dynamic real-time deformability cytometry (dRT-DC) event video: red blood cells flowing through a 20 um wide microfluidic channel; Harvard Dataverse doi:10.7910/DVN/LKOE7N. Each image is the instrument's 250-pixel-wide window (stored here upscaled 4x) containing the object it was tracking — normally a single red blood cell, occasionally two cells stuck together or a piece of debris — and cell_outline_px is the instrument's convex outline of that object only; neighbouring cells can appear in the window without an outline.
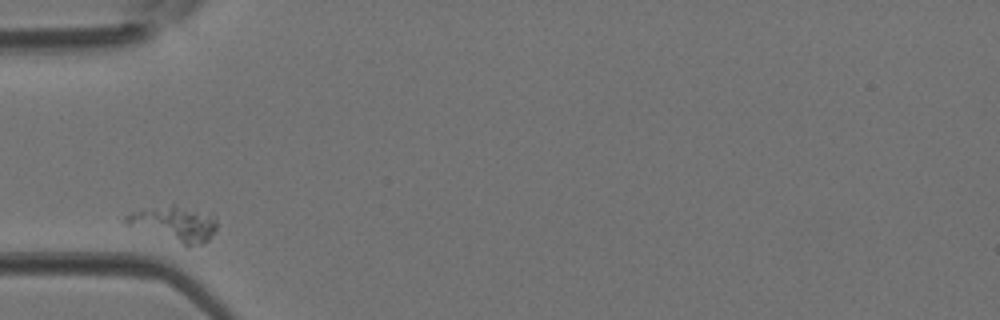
{"species": "Egyptian fruit bat (a non-hibernating species)", "species_latin": "Rousettus aegyptiacus", "temperature_condition": "room temperature", "stored_images_in_passage": 1, "camera_frame_rate_fps": 3000, "um_per_image_px": 0.085, "animal": {"sex": "female"}, "frame": {"image": 1, "passage_image": 1, "time_ms": 0.0, "image_size_px": [1000, 320], "cell_outline_px": [[216, 228], [208, 240], [204, 244], [188, 248], [124, 224], [124, 216], [140, 208], [172, 204], [176, 204], [208, 212], [216, 216]], "centroid_in_image_um": [14.82, 19.02], "position_along_channel_um": 70.2, "area_um2": 19.59}}